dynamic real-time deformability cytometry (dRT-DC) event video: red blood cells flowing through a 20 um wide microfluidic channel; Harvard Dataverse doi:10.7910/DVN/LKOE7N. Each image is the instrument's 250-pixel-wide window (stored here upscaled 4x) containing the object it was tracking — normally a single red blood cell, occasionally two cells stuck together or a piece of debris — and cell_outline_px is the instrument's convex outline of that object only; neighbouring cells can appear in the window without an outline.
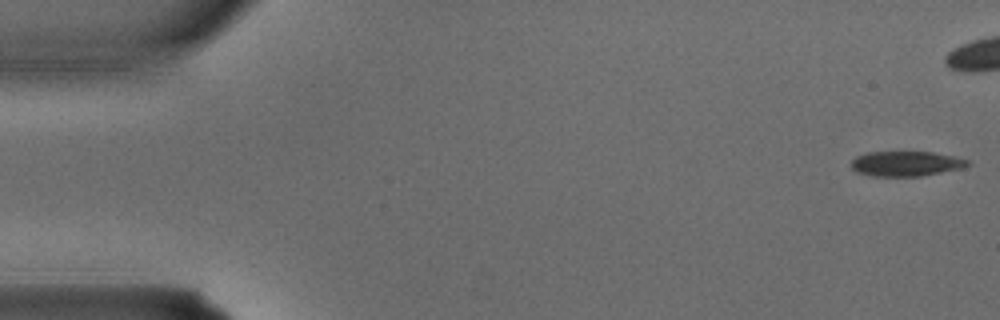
{"species": "common noctule bat (a hibernating species)", "species_latin": "Nyctalus noctula", "temperature_condition": "warm", "stored_images_in_passage": 4, "camera_frame_rate_fps": 3000, "um_per_image_px": 0.085, "animal": {"sex": "male", "body_mass_g": 15.6}, "frame": {"image": 1, "passage_image": 1, "time_ms": 0.0, "image_size_px": [1000, 320], "cell_outline_px": [[972, 164], [964, 168], [920, 176], [872, 176], [856, 172], [852, 168], [852, 160], [856, 156], [868, 152], [932, 152], [952, 156], [968, 160]], "centroid_in_image_um": [77.02, 13.91], "position_along_channel_um": 8.0, "area_um2": 16.94}}
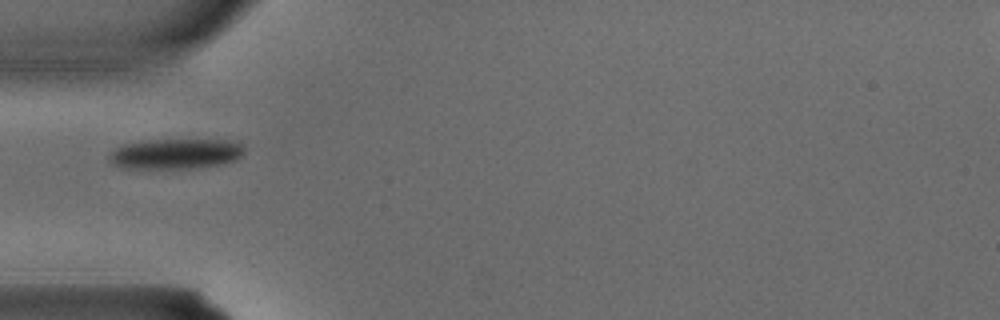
{"frame": {"image": 2, "passage_image": 4, "time_ms": 1.0, "image_size_px": [1000, 320], "cell_outline_px": [[244, 152], [236, 160], [224, 164], [200, 168], [120, 168], [112, 164], [108, 160], [108, 152], [124, 144], [144, 140], [236, 140], [244, 148]], "centroid_in_image_um": [14.91, 13.08], "position_along_channel_um": 70.1, "area_um2": 24.22}}